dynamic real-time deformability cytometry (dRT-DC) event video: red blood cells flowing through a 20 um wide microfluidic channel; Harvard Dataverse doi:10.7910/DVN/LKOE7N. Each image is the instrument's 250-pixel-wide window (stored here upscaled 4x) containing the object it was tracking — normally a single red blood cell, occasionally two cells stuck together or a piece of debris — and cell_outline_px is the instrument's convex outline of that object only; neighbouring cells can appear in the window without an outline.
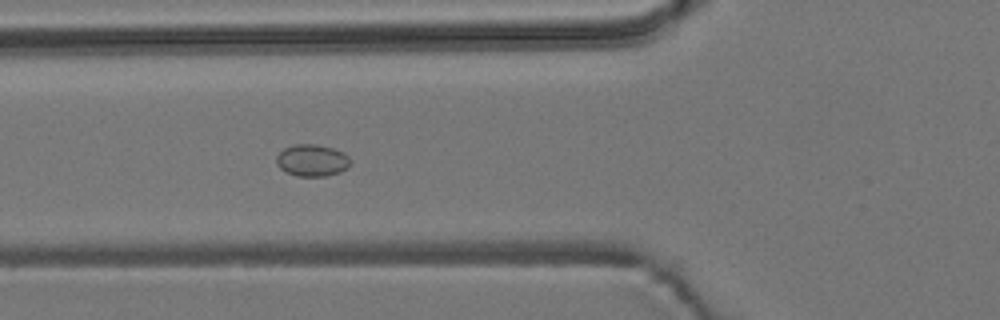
{"species": "common noctule bat (a hibernating species)", "species_latin": "Nyctalus noctula", "temperature_condition": "room temperature", "stored_images_in_passage": 5, "camera_frame_rate_fps": 3000, "um_per_image_px": 0.085, "animal": {"sex": "male", "body_mass_g": 19.2, "forearm_length_mm": 51.8}, "frame": {"image": 1, "passage_image": 5, "time_ms": 1.333, "image_size_px": [1000, 320], "cell_outline_px": [[352, 164], [348, 168], [340, 172], [324, 176], [296, 176], [280, 168], [276, 164], [276, 156], [284, 148], [292, 144], [316, 144], [332, 148], [344, 152], [352, 160]], "centroid_in_image_um": [26.55, 13.62], "position_along_channel_um": 99.2, "area_um2": 13.93}}